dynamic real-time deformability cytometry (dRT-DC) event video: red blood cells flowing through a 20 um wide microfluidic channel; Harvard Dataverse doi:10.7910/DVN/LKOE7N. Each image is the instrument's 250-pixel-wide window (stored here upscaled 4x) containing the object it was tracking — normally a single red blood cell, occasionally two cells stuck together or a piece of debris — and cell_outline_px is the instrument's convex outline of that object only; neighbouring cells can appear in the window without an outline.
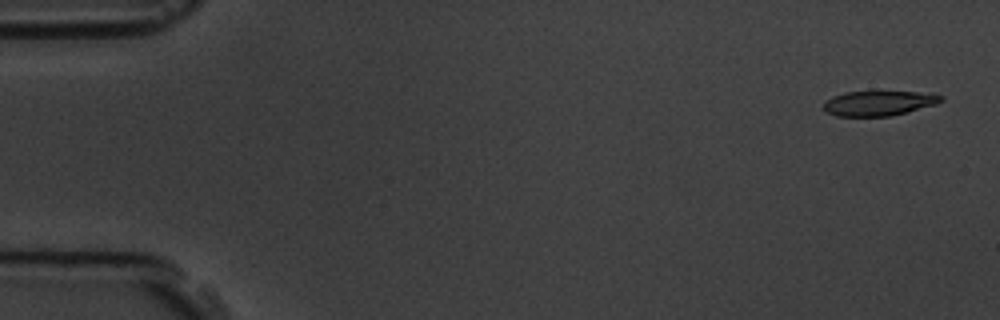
{"species": "common noctule bat (a hibernating species)", "species_latin": "Nyctalus noctula", "temperature_condition": "room temperature", "stored_images_in_passage": 5, "camera_frame_rate_fps": 3000, "um_per_image_px": 0.085, "animal": {"sex": "male", "body_mass_g": 19.5, "forearm_length_mm": 54.6}, "frame": {"image": 1, "passage_image": 1, "time_ms": 0.0, "image_size_px": [1000, 320], "cell_outline_px": [[944, 100], [936, 104], [892, 116], [836, 116], [828, 112], [824, 108], [824, 100], [832, 96], [844, 92], [916, 92], [944, 96]], "centroid_in_image_um": [74.67, 8.78], "position_along_channel_um": 10.3, "area_um2": 16.88}}
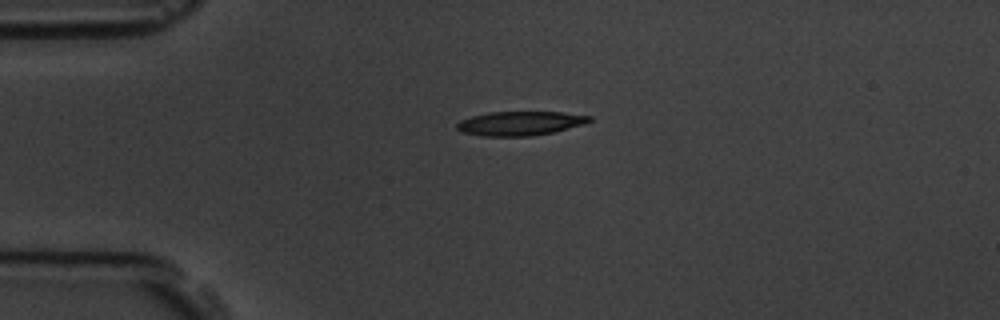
{"frame": {"image": 2, "passage_image": 4, "time_ms": 3.667, "image_size_px": [1000, 320], "cell_outline_px": [[592, 120], [584, 124], [552, 132], [532, 136], [484, 136], [460, 132], [456, 128], [456, 124], [460, 120], [472, 116], [488, 112], [564, 112], [592, 116]], "centroid_in_image_um": [44.19, 10.48], "position_along_channel_um": 40.8, "area_um2": 18.67}}